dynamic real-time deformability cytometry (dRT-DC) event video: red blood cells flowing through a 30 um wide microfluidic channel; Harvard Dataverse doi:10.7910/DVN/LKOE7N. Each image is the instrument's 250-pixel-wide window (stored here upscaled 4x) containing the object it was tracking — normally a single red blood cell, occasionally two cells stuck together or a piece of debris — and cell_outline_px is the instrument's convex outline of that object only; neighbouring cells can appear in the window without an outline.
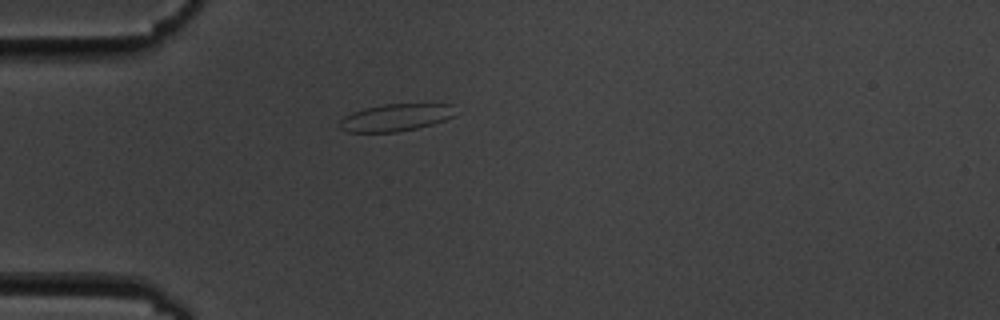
{"species": "common noctule bat (a hibernating species)", "species_latin": "Nyctalus noctula", "temperature_condition": "cold", "stored_images_in_passage": 42, "camera_frame_rate_fps": 3000, "um_per_image_px": 0.085, "animal": {"sex": "male", "body_mass_g": 19.5, "forearm_length_mm": 54.6}, "frame": {"image": 1, "passage_image": 1, "time_ms": 0.0, "image_size_px": [1000, 320], "cell_outline_px": [[456, 116], [432, 124], [416, 128], [396, 132], [348, 132], [340, 128], [336, 124], [344, 116], [352, 112], [364, 108], [384, 104], [452, 104]], "centroid_in_image_um": [33.6, 9.99], "position_along_channel_um": 51.4, "area_um2": 18.44}}
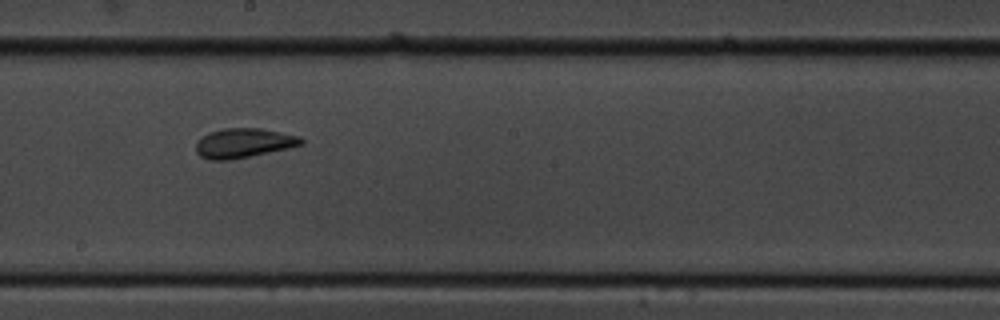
{"frame": {"image": 2, "passage_image": 17, "time_ms": 5.333, "image_size_px": [1000, 320], "cell_outline_px": [[304, 144], [288, 148], [228, 160], [208, 160], [200, 156], [196, 152], [196, 140], [208, 132], [224, 128], [260, 128], [300, 136], [304, 140]], "centroid_in_image_um": [20.68, 12.15], "position_along_channel_um": 227.5, "area_um2": 18.09}}
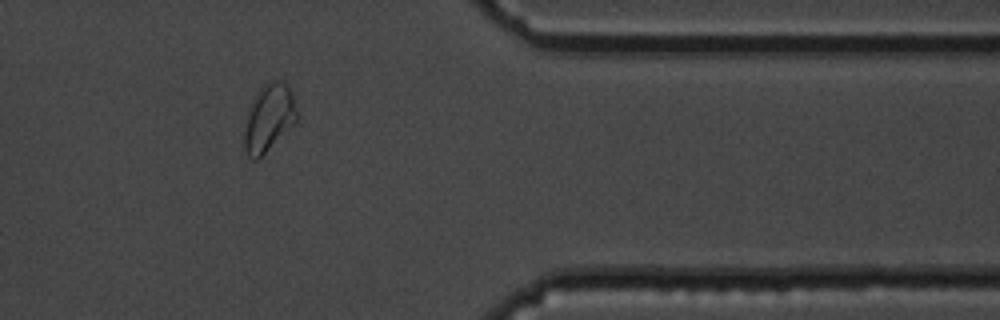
{"frame": {"image": 3, "passage_image": 32, "time_ms": 10.333, "image_size_px": [1000, 320], "cell_outline_px": [[300, 116], [256, 160], [252, 160], [244, 152], [244, 132], [248, 112], [260, 88], [264, 84], [272, 80], [280, 80], [288, 88], [292, 96]], "centroid_in_image_um": [22.84, 10.02], "position_along_channel_um": 388.6, "area_um2": 19.83}, "authors_computed_cell_mechanics": {"area_um2": 17.9758, "velocity_mm_per_s": 3.5297, "shape_relaxation_time_tau1_ms": 4.2234, "shape_relaxation_time_tau2_ms": 1.7642, "deformation_change_tau1": 0.1087, "deformation_change_tau2": 0.0474}}